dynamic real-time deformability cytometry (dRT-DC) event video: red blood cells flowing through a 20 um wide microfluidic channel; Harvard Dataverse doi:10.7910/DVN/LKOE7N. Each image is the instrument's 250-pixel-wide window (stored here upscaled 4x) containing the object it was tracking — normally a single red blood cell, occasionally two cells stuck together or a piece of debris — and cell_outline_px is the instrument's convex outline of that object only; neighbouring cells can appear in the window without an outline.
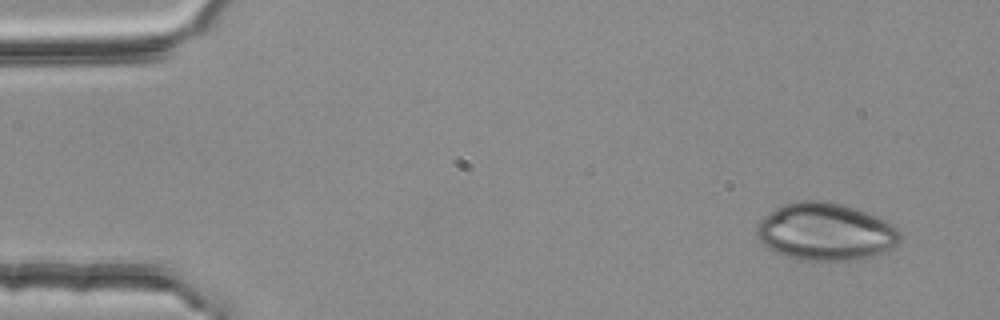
{"species": "common noctule bat (a hibernating species)", "species_latin": "Nyctalus noctula", "temperature_condition": "room temperature", "stored_images_in_passage": 4, "camera_frame_rate_fps": 3000, "um_per_image_px": 0.085, "animal": {"sex": "female", "body_mass_g": 25.1}, "frame": {"image": 1, "passage_image": 1, "time_ms": 0.0, "image_size_px": [1000, 320], "cell_outline_px": [[900, 240], [888, 252], [876, 256], [852, 260], [800, 260], [776, 252], [768, 248], [756, 236], [756, 228], [760, 220], [764, 216], [776, 208], [784, 204], [796, 200], [832, 200], [876, 216], [892, 224], [900, 232]], "centroid_in_image_um": [70.18, 19.69], "position_along_channel_um": 14.8, "area_um2": 48.26}}